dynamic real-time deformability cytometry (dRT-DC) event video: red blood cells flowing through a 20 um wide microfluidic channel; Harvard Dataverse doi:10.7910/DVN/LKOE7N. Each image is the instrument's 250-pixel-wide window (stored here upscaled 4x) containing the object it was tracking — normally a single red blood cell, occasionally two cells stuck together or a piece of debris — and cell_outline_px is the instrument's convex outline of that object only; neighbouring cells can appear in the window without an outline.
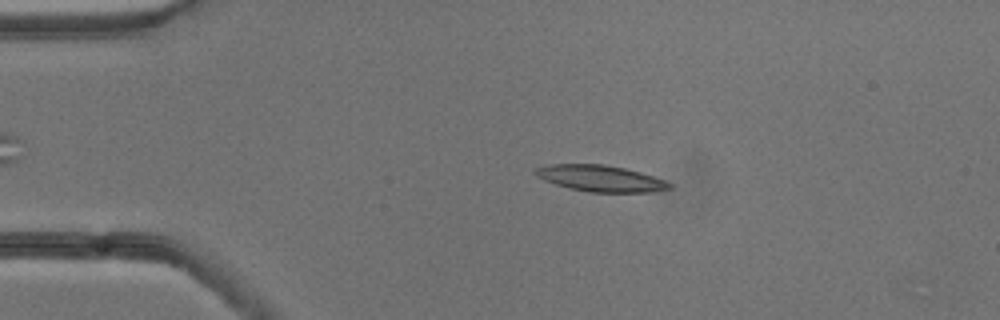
{"species": "common noctule bat (a hibernating species)", "species_latin": "Nyctalus noctula", "temperature_condition": "cold", "stored_images_in_passage": 47, "camera_frame_rate_fps": 3000, "um_per_image_px": 0.085, "animal": {"sex": "male", "body_mass_g": 13.3}, "frame": {"image": 1, "passage_image": 3, "time_ms": 0.667, "image_size_px": [1000, 320], "cell_outline_px": [[672, 188], [648, 192], [588, 192], [556, 184], [544, 180], [536, 176], [532, 172], [536, 168], [552, 164], [604, 164], [624, 168], [640, 172], [664, 180], [672, 184]], "centroid_in_image_um": [51.03, 15.16], "position_along_channel_um": 34.0, "area_um2": 20.35}}
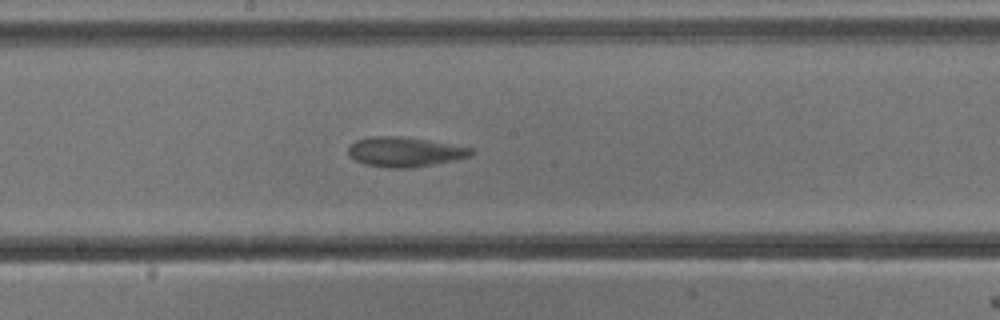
{"frame": {"image": 2, "passage_image": 21, "time_ms": 6.667, "image_size_px": [1000, 320], "cell_outline_px": [[476, 152], [468, 156], [452, 160], [412, 168], [388, 168], [364, 164], [348, 156], [348, 148], [356, 140], [372, 136], [396, 136], [424, 140], [472, 148]], "centroid_in_image_um": [34.35, 12.92], "position_along_channel_um": 213.9, "area_um2": 20.92}}
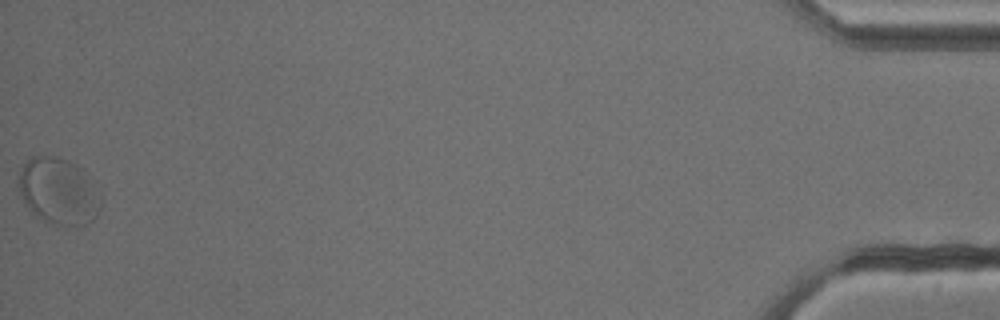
{"frame": {"image": 3, "passage_image": 47, "time_ms": 15.333, "image_size_px": [1000, 320], "cell_outline_px": [[100, 208], [96, 216], [92, 220], [84, 224], [56, 224], [44, 220], [36, 216], [32, 212], [24, 200], [20, 192], [20, 172], [24, 164], [32, 156], [56, 156], [68, 160], [84, 168], [96, 180], [100, 200]], "centroid_in_image_um": [5.04, 16.2], "position_along_channel_um": 430.2, "area_um2": 31.79}, "authors_computed_cell_mechanics": {"area_um2": 21.0392, "velocity_mm_per_s": 3.6894, "shape_relaxation_time_tau1_ms": 2.9739, "shape_relaxation_time_tau2_ms": 1.3005, "deformation_change_tau1": 0.0864, "deformation_change_tau2": 0.0662}}